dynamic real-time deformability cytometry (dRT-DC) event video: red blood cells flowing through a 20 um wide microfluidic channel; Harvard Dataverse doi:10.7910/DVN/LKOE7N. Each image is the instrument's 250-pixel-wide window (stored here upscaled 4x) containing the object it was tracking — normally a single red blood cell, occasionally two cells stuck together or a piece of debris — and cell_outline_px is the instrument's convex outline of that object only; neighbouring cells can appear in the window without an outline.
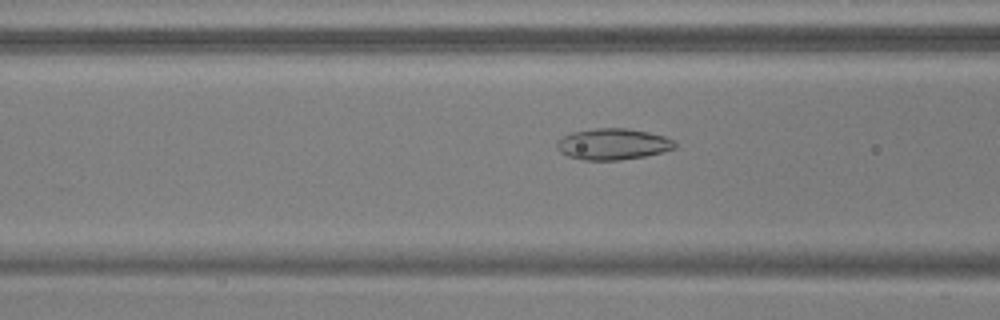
{"species": "common noctule bat (a hibernating species)", "species_latin": "Nyctalus noctula", "temperature_condition": "warm", "stored_images_in_passage": 54, "camera_frame_rate_fps": 3000, "um_per_image_px": 0.085, "animal": {"sex": "male", "body_mass_g": 17.9, "forearm_length_mm": 54.2}, "frame": {"image": 1, "passage_image": 22, "time_ms": 7.0, "image_size_px": [1000, 320], "cell_outline_px": [[676, 148], [644, 156], [620, 160], [584, 160], [568, 156], [560, 152], [556, 148], [556, 140], [572, 132], [596, 128], [628, 128], [648, 132], [664, 136], [672, 140], [676, 144]], "centroid_in_image_um": [52.06, 12.25], "position_along_channel_um": 114.5, "area_um2": 21.44}}
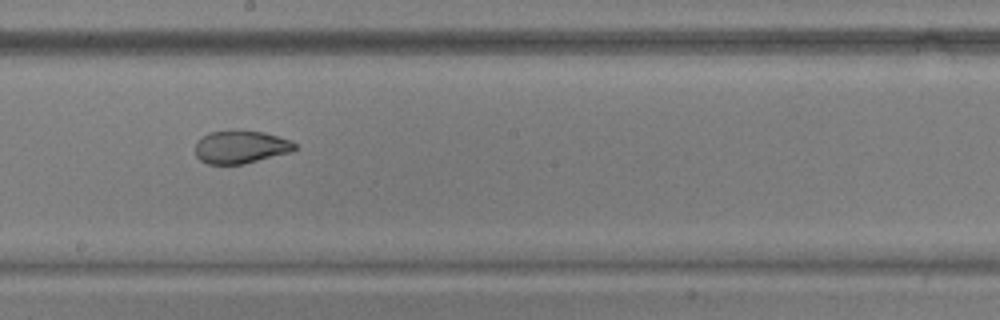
{"frame": {"image": 2, "passage_image": 31, "time_ms": 10.0, "image_size_px": [1000, 320], "cell_outline_px": [[296, 148], [292, 152], [244, 164], [208, 164], [200, 160], [196, 156], [196, 140], [208, 132], [264, 132], [292, 140], [296, 144]], "centroid_in_image_um": [20.48, 12.52], "position_along_channel_um": 227.7, "area_um2": 18.9}}
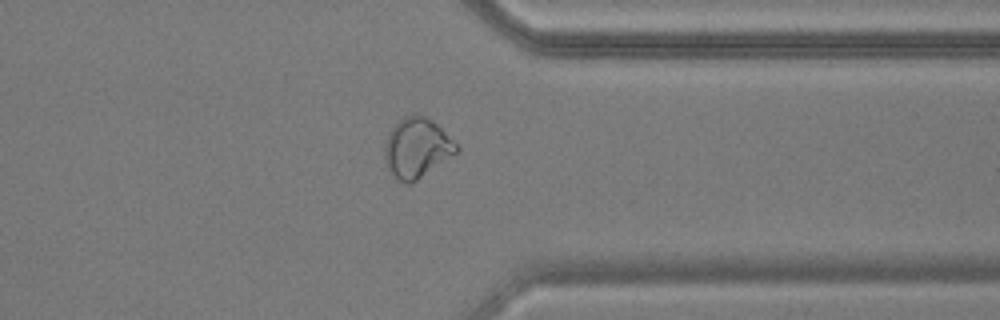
{"frame": {"image": 3, "passage_image": 43, "time_ms": 14.0, "image_size_px": [1000, 320], "cell_outline_px": [[460, 148], [456, 152], [416, 180], [408, 184], [392, 176], [384, 160], [384, 148], [388, 136], [392, 128], [404, 116], [424, 116], [432, 120]], "centroid_in_image_um": [35.39, 12.58], "position_along_channel_um": 376.0, "area_um2": 24.16}, "authors_computed_cell_mechanics": {"area_um2": 23.409, "velocity_mm_per_s": 3.7739, "shape_relaxation_time_tau1_ms": 6.5317, "shape_relaxation_time_tau2_ms": 1.5758, "deformation_change_tau1": 0.1977, "deformation_change_tau2": 0.0649}}